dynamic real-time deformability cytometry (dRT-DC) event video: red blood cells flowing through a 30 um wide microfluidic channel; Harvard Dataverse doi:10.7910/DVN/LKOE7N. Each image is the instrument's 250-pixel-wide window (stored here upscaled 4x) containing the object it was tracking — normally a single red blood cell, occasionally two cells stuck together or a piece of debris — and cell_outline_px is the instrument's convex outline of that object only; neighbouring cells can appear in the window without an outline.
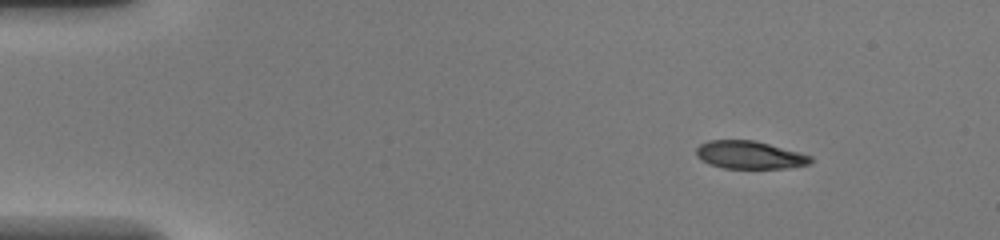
{"species": "common noctule bat (a hibernating species)", "species_latin": "Nyctalus noctula", "temperature_condition": "warm", "stored_images_in_passage": 43, "camera_frame_rate_fps": 3000, "um_per_image_px": 0.085, "animal": {"sex": "female", "body_mass_g": 20.0, "forearm_length_mm": 54.0}, "frame": {"image": 1, "passage_image": 1, "time_ms": 0.0, "image_size_px": [1000, 240], "cell_outline_px": [[812, 160], [808, 164], [788, 168], [724, 168], [708, 164], [700, 160], [696, 156], [696, 148], [700, 144], [708, 140], [756, 140], [800, 152], [812, 156]], "centroid_in_image_um": [63.69, 13.16], "position_along_channel_um": 21.3, "area_um2": 18.73}}
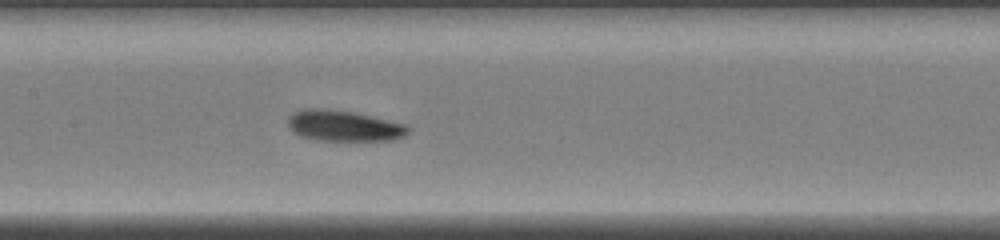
{"frame": {"image": 2, "passage_image": 19, "time_ms": 6.0, "image_size_px": [1000, 240], "cell_outline_px": [[408, 132], [404, 136], [392, 140], [316, 140], [300, 136], [292, 132], [288, 128], [288, 116], [292, 112], [308, 108], [320, 108], [352, 112], [408, 124]], "centroid_in_image_um": [29.18, 10.69], "position_along_channel_um": 178.2, "area_um2": 21.62}}
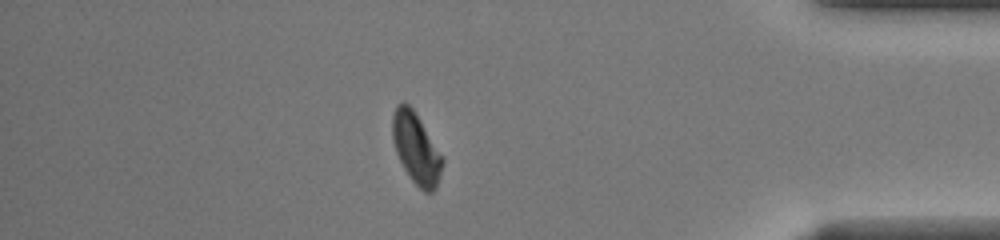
{"frame": {"image": 3, "passage_image": 37, "time_ms": 12.0, "image_size_px": [1000, 240], "cell_outline_px": [[444, 164], [436, 188], [432, 192], [424, 192], [412, 180], [404, 168], [396, 152], [392, 140], [392, 116], [396, 104], [404, 100], [412, 108], [444, 156]], "centroid_in_image_um": [35.38, 12.59], "position_along_channel_um": 399.8, "area_um2": 20.81}, "authors_computed_cell_mechanics": {"area_um2": 20.519, "velocity_mm_per_s": 4.2602, "shape_relaxation_time_tau1_ms": 6.1794, "shape_relaxation_time_tau2_ms": 2.0389, "deformation_change_tau1": 0.182, "deformation_change_tau2": 0.0786}}